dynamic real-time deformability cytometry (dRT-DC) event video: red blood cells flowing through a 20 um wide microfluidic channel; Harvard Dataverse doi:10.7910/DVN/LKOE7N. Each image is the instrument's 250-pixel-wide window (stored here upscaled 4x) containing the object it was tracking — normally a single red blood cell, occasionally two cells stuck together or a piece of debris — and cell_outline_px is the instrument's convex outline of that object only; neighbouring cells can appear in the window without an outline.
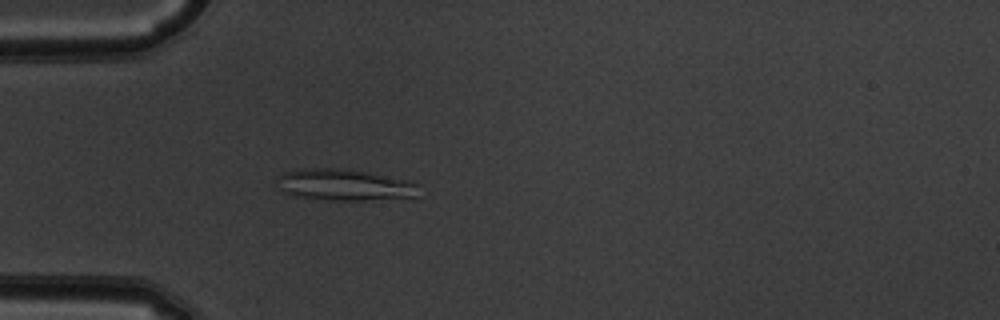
{"species": "common noctule bat (a hibernating species)", "species_latin": "Nyctalus noctula", "temperature_condition": "warm", "stored_images_in_passage": 53, "camera_frame_rate_fps": 3000, "um_per_image_px": 0.085, "animal": {"sex": "male", "body_mass_g": 19.5, "forearm_length_mm": 54.6}, "frame": {"image": 1, "passage_image": 16, "time_ms": 5.0, "image_size_px": [1000, 320], "cell_outline_px": [[420, 184], [416, 196], [368, 200], [328, 200], [296, 196], [284, 192], [280, 188], [276, 176], [284, 172], [300, 168], [336, 168], [364, 172], [412, 180]], "centroid_in_image_um": [29.27, 15.71], "position_along_channel_um": 55.7, "area_um2": 25.95}}
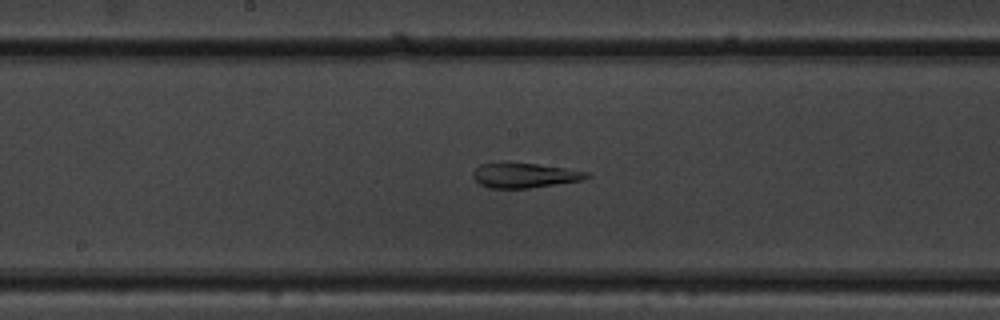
{"frame": {"image": 2, "passage_image": 28, "time_ms": 9.0, "image_size_px": [1000, 320], "cell_outline_px": [[592, 176], [584, 180], [528, 188], [488, 188], [480, 184], [472, 176], [472, 172], [480, 164], [536, 164], [568, 168], [592, 172]], "centroid_in_image_um": [44.68, 14.92], "position_along_channel_um": 203.5, "area_um2": 16.3}}
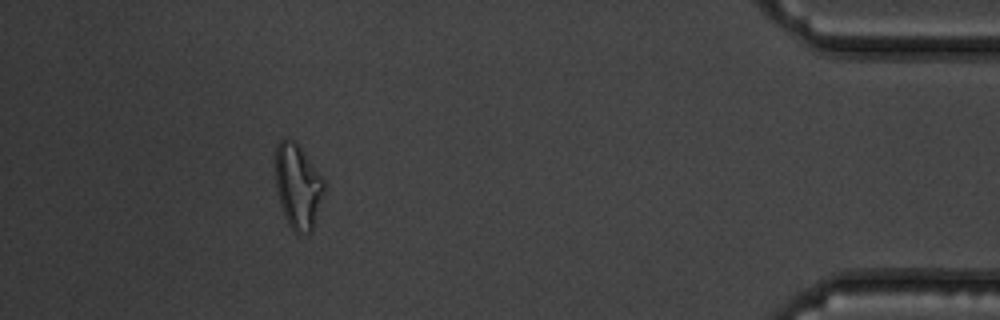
{"frame": {"image": 3, "passage_image": 48, "time_ms": 15.667, "image_size_px": [1000, 320], "cell_outline_px": [[324, 192], [312, 232], [296, 232], [288, 224], [280, 204], [276, 188], [276, 144], [284, 136], [288, 136], [300, 148], [324, 180]], "centroid_in_image_um": [25.3, 15.82], "position_along_channel_um": 409.9, "area_um2": 23.64}, "authors_computed_cell_mechanics": {"area_um2": 22.7732, "velocity_mm_per_s": 3.8777, "shape_relaxation_time_tau1_ms": null, "shape_relaxation_time_tau2_ms": 2.8986, "deformation_change_tau1": null, "deformation_change_tau2": 0.1069}}